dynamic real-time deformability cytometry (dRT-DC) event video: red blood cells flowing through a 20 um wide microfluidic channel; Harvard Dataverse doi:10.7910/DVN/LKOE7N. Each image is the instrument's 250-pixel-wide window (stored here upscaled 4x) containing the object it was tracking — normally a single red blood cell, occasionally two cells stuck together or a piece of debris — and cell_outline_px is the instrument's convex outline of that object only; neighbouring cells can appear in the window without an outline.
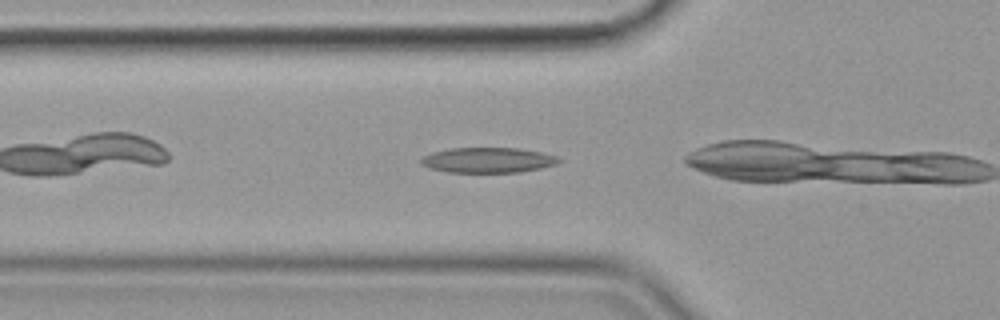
{"species": "common noctule bat (a hibernating species)", "species_latin": "Nyctalus noctula", "temperature_condition": "cold", "stored_images_in_passage": 4, "camera_frame_rate_fps": 3000, "um_per_image_px": 0.085, "animal": {"sex": "female", "body_mass_g": 19.9}, "frame": {"image": 1, "passage_image": 2, "time_ms": 0.333, "image_size_px": [1000, 320], "cell_outline_px": [[560, 160], [556, 164], [540, 168], [520, 172], [448, 172], [432, 168], [420, 164], [420, 160], [424, 156], [432, 152], [452, 148], [516, 148], [540, 152], [556, 156]], "centroid_in_image_um": [41.45, 13.61], "position_along_channel_um": 84.3, "area_um2": 20.0}}